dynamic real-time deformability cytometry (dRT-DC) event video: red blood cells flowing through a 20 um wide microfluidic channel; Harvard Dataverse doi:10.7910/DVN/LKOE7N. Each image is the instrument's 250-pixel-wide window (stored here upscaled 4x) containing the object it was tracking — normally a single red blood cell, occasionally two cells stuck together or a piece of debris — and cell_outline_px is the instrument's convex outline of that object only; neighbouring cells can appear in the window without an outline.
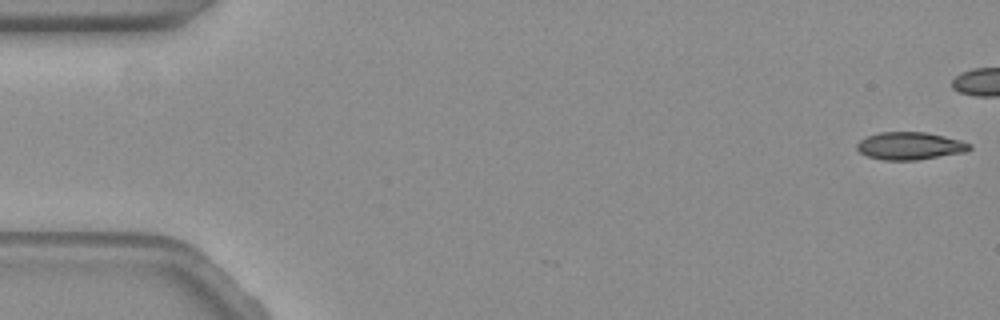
{"species": "common noctule bat (a hibernating species)", "species_latin": "Nyctalus noctula", "temperature_condition": "warm", "stored_images_in_passage": 8, "camera_frame_rate_fps": 3000, "um_per_image_px": 0.085, "animal": {"sex": "female", "body_mass_g": 19.3, "forearm_length_mm": 54.1}, "frame": {"image": 1, "passage_image": 1, "time_ms": 0.0, "image_size_px": [1000, 320], "cell_outline_px": [[972, 148], [964, 152], [916, 160], [884, 160], [868, 156], [860, 152], [856, 148], [856, 144], [860, 140], [868, 136], [880, 132], [924, 132], [944, 136], [960, 140], [972, 144]], "centroid_in_image_um": [77.34, 12.4], "position_along_channel_um": 7.7, "area_um2": 17.98}}